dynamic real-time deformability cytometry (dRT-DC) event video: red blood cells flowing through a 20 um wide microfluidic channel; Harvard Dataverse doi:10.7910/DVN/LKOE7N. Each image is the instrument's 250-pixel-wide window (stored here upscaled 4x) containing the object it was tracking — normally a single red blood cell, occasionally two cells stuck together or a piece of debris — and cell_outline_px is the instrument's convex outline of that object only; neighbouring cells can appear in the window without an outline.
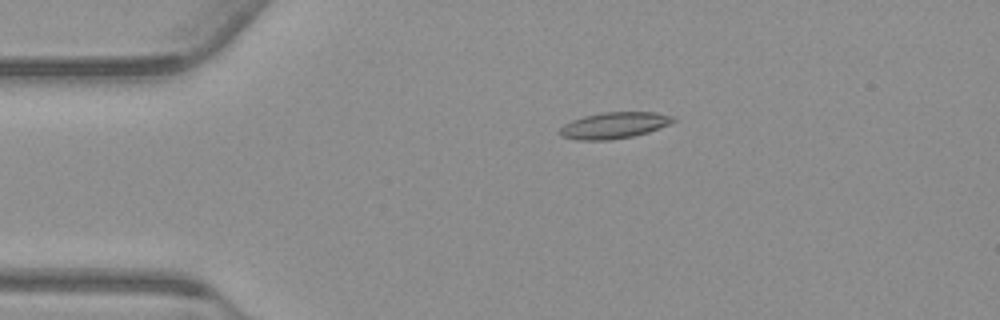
{"species": "common noctule bat (a hibernating species)", "species_latin": "Nyctalus noctula", "temperature_condition": "warm", "stored_images_in_passage": 55, "camera_frame_rate_fps": 3000, "um_per_image_px": 0.085, "animal": {"sex": "male", "body_mass_g": 23.1, "forearm_length_mm": 52.7}, "frame": {"image": 1, "passage_image": 11, "time_ms": 3.333, "image_size_px": [1000, 320], "cell_outline_px": [[676, 120], [668, 124], [648, 132], [632, 136], [612, 140], [576, 140], [560, 136], [556, 132], [564, 124], [572, 120], [584, 116], [604, 112], [656, 112], [676, 116]], "centroid_in_image_um": [52.17, 10.66], "position_along_channel_um": 32.8, "area_um2": 17.51}}
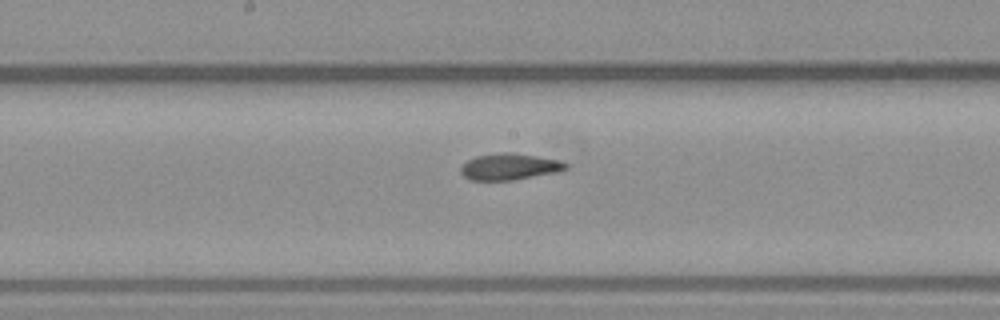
{"frame": {"image": 2, "passage_image": 28, "time_ms": 9.0, "image_size_px": [1000, 320], "cell_outline_px": [[568, 168], [556, 172], [512, 180], [472, 180], [464, 176], [460, 172], [460, 168], [468, 160], [476, 156], [500, 152], [512, 152], [560, 160], [568, 164]], "centroid_in_image_um": [43.31, 14.16], "position_along_channel_um": 204.9, "area_um2": 16.07}}
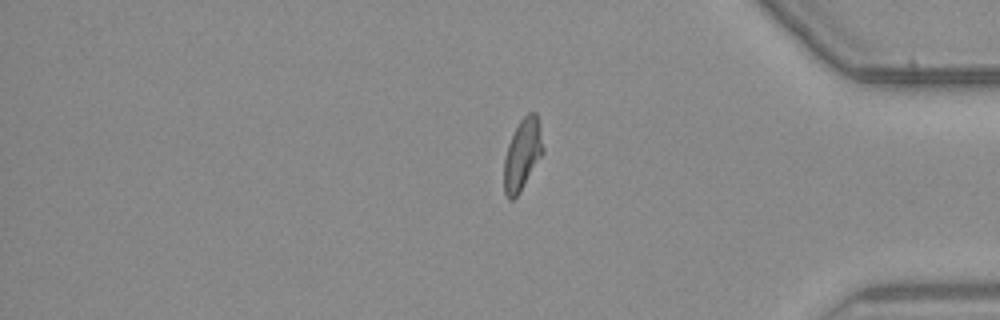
{"frame": {"image": 3, "passage_image": 45, "time_ms": 14.667, "image_size_px": [1000, 320], "cell_outline_px": [[544, 152], [520, 192], [512, 200], [508, 200], [504, 192], [504, 156], [508, 144], [520, 120], [528, 112], [536, 112], [540, 128], [544, 148]], "centroid_in_image_um": [44.4, 13.14], "position_along_channel_um": 390.8, "area_um2": 16.18}, "authors_computed_cell_mechanics": {"area_um2": 16.5308, "velocity_mm_per_s": 3.7502, "shape_relaxation_time_tau1_ms": null, "shape_relaxation_time_tau2_ms": 2.4157, "deformation_change_tau1": null, "deformation_change_tau2": 0.0909}}